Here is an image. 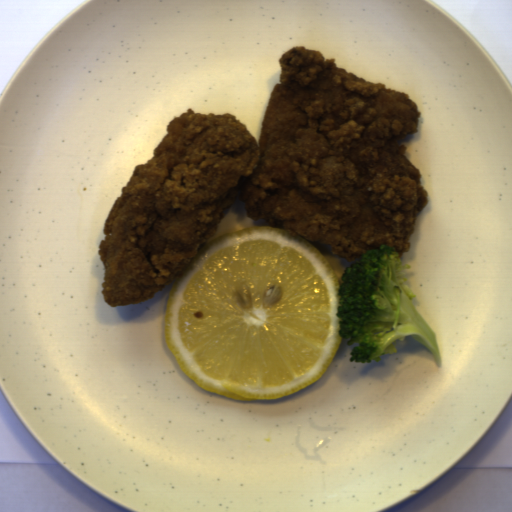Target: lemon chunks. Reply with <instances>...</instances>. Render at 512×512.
Instances as JSON below:
<instances>
[{"label":"lemon chunks","mask_w":512,"mask_h":512,"mask_svg":"<svg viewBox=\"0 0 512 512\" xmlns=\"http://www.w3.org/2000/svg\"><path fill=\"white\" fill-rule=\"evenodd\" d=\"M340 281L308 239L268 225L206 242L172 279L163 331L181 373L237 401L318 381L341 344Z\"/></svg>","instance_id":"lemon-chunks-1"}]
</instances>
